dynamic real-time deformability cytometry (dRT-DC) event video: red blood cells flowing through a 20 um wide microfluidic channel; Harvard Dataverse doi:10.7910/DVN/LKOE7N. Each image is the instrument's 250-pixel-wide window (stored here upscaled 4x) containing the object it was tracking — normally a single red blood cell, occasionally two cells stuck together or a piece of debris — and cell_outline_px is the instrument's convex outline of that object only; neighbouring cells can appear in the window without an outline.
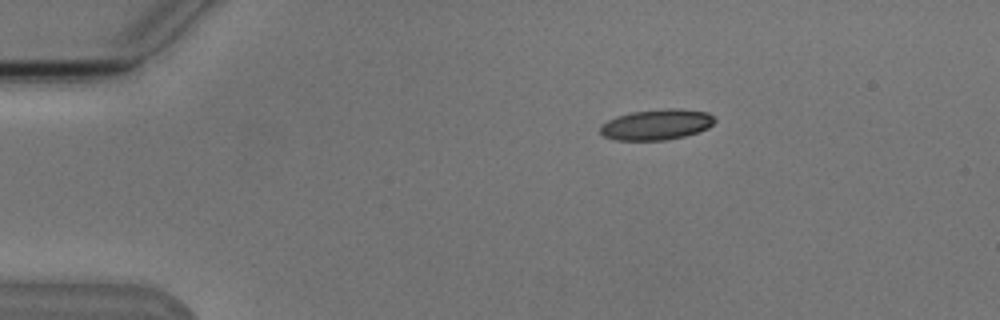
{"species": "Egyptian fruit bat (a non-hibernating species)", "species_latin": "Rousettus aegyptiacus", "temperature_condition": "cold", "stored_images_in_passage": 3, "camera_frame_rate_fps": 3000, "um_per_image_px": 0.085, "animal": {"sex": "male"}, "frame": {"image": 1, "passage_image": 1, "time_ms": 0.0, "image_size_px": [1000, 320], "cell_outline_px": [[716, 120], [708, 128], [684, 136], [664, 140], [616, 140], [604, 136], [600, 132], [600, 124], [616, 116], [632, 112], [664, 108], [680, 108], [708, 112], [716, 116]], "centroid_in_image_um": [55.82, 10.57], "position_along_channel_um": 29.2, "area_um2": 20.58}}
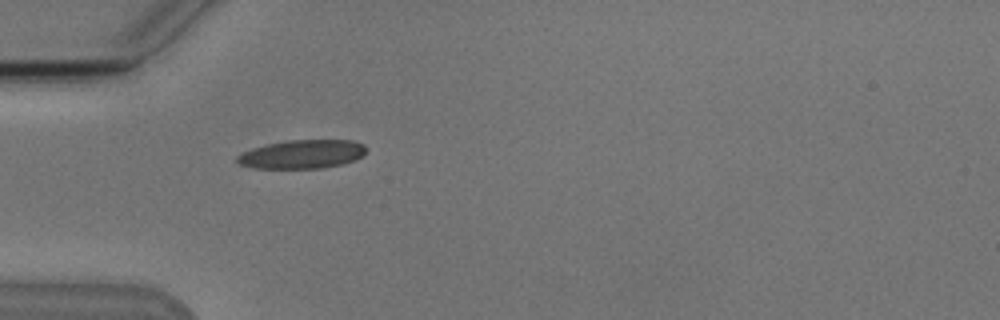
{"frame": {"image": 2, "passage_image": 3, "time_ms": 2.333, "image_size_px": [1000, 320], "cell_outline_px": [[364, 152], [360, 156], [344, 164], [320, 168], [256, 168], [240, 164], [236, 160], [236, 156], [252, 148], [268, 144], [288, 140], [352, 140], [364, 144]], "centroid_in_image_um": [25.66, 13.1], "position_along_channel_um": 59.3, "area_um2": 21.27}}